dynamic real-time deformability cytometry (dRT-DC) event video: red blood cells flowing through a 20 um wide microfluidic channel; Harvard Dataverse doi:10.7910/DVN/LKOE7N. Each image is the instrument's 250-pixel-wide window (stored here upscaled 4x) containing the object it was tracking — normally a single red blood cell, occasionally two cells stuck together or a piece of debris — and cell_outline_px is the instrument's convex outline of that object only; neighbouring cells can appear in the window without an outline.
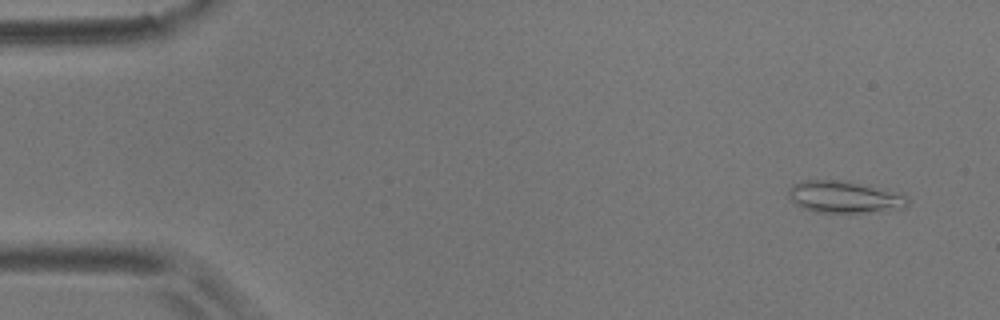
{"species": "common noctule bat (a hibernating species)", "species_latin": "Nyctalus noctula", "temperature_condition": "room temperature", "stored_images_in_passage": 54, "camera_frame_rate_fps": 3000, "um_per_image_px": 0.085, "animal": {"sex": "male", "body_mass_g": 17.9}, "frame": {"image": 1, "passage_image": 1, "time_ms": 0.0, "image_size_px": [1000, 320], "cell_outline_px": [[908, 204], [904, 208], [868, 212], [816, 212], [804, 208], [796, 204], [788, 196], [788, 188], [792, 184], [804, 180], [836, 180], [884, 188], [900, 192], [908, 196]], "centroid_in_image_um": [71.79, 16.73], "position_along_channel_um": 13.2, "area_um2": 22.14}}
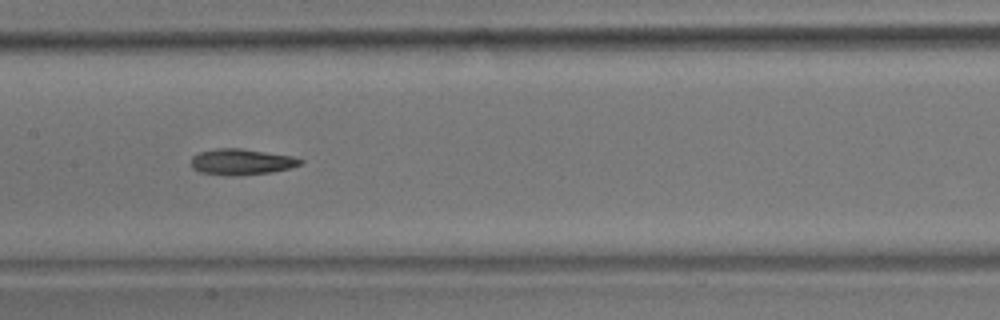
{"frame": {"image": 2, "passage_image": 25, "time_ms": 8.0, "image_size_px": [1000, 320], "cell_outline_px": [[304, 164], [272, 172], [240, 176], [224, 176], [200, 172], [192, 168], [192, 156], [200, 152], [216, 148], [240, 148], [292, 156], [304, 160]], "centroid_in_image_um": [20.53, 13.77], "position_along_channel_um": 186.9, "area_um2": 16.7}}
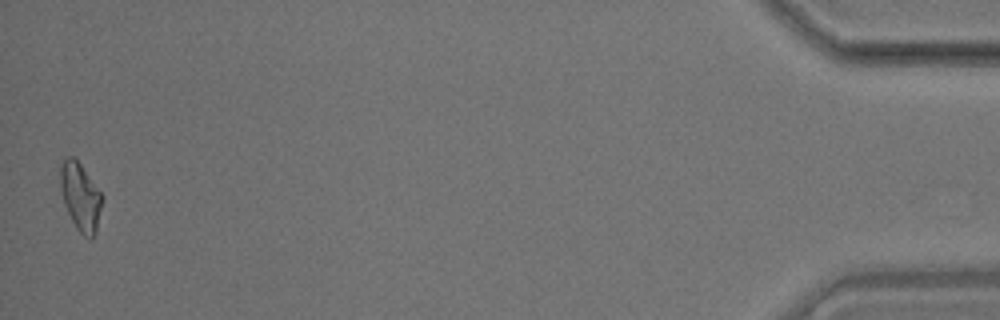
{"frame": {"image": 3, "passage_image": 53, "time_ms": 17.333, "image_size_px": [1000, 320], "cell_outline_px": [[104, 196], [96, 232], [92, 240], [88, 240], [76, 228], [64, 204], [60, 188], [60, 168], [64, 160], [68, 156], [72, 156], [80, 164]], "centroid_in_image_um": [6.86, 16.77], "position_along_channel_um": 428.3, "area_um2": 16.53}}